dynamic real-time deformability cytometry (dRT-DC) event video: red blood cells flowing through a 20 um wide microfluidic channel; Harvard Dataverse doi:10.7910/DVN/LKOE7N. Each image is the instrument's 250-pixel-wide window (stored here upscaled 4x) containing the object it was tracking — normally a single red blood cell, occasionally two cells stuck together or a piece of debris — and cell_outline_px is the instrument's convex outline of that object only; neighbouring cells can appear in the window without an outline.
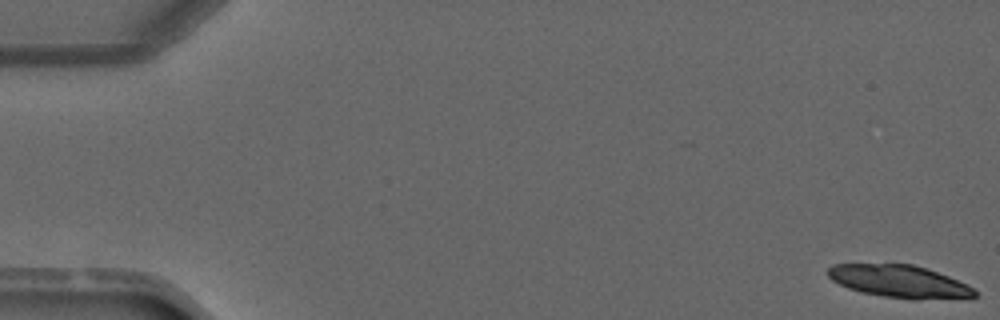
{"species": "common noctule bat (a hibernating species)", "species_latin": "Nyctalus noctula", "temperature_condition": "warm", "stored_images_in_passage": 5, "camera_frame_rate_fps": 3000, "um_per_image_px": 0.085, "animal": {"sex": "male", "forearm_length_mm": 52.5}, "frame": {"image": 1, "passage_image": 1, "time_ms": 0.0, "image_size_px": [1000, 320], "cell_outline_px": [[976, 296], [972, 300], [912, 300], [884, 296], [860, 292], [848, 288], [832, 280], [828, 276], [828, 268], [832, 264], [912, 264], [928, 268], [948, 276], [972, 288], [976, 292]], "centroid_in_image_um": [76.53, 23.95], "position_along_channel_um": 8.5, "area_um2": 28.32}}